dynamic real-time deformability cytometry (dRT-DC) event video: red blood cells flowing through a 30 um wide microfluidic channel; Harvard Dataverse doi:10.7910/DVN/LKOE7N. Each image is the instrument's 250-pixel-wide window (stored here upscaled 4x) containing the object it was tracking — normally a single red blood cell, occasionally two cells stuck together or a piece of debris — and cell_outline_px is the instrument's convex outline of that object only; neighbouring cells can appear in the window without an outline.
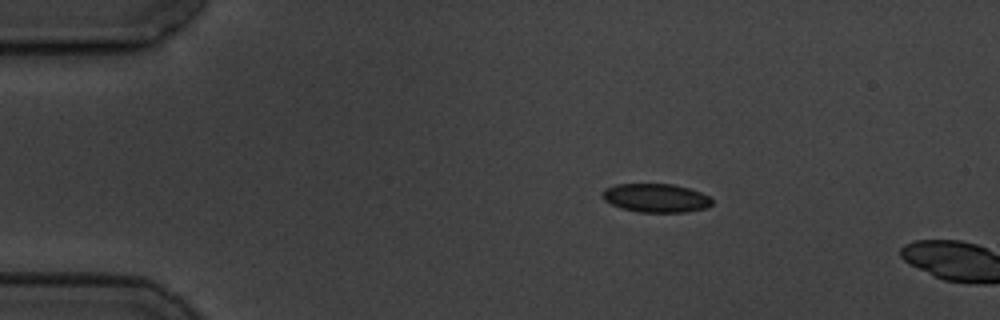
{"species": "common noctule bat (a hibernating species)", "species_latin": "Nyctalus noctula", "temperature_condition": "cold", "stored_images_in_passage": 3, "camera_frame_rate_fps": 3000, "um_per_image_px": 0.085, "animal": {"sex": "male", "body_mass_g": 19.5, "forearm_length_mm": 54.6}, "frame": {"image": 1, "passage_image": 2, "time_ms": 1.333, "image_size_px": [1000, 320], "cell_outline_px": [[712, 204], [708, 208], [684, 212], [640, 212], [620, 208], [604, 200], [600, 196], [604, 188], [616, 184], [672, 184], [688, 188], [700, 192], [708, 196], [712, 200]], "centroid_in_image_um": [55.73, 16.83], "position_along_channel_um": 29.3, "area_um2": 18.38}}